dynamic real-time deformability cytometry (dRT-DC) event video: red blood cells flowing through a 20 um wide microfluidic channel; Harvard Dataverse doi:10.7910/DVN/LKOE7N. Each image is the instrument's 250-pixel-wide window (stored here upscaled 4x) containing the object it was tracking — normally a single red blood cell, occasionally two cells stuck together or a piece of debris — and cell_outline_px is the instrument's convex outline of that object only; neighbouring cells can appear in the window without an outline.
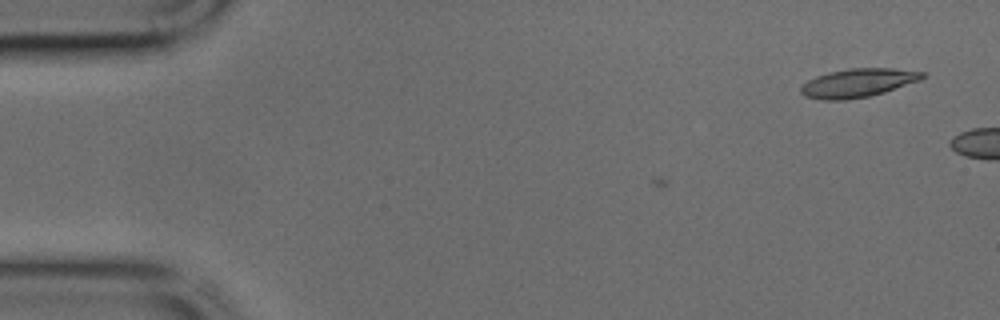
{"species": "common noctule bat (a hibernating species)", "species_latin": "Nyctalus noctula", "temperature_condition": "cold", "stored_images_in_passage": 9, "camera_frame_rate_fps": 3000, "um_per_image_px": 0.085, "animal": {"sex": "male", "body_mass_g": 17.9, "forearm_length_mm": 54.2}, "frame": {"image": 1, "passage_image": 9, "time_ms": 2.667, "image_size_px": [1000, 320], "cell_outline_px": [[928, 76], [920, 80], [884, 92], [868, 96], [844, 100], [824, 100], [804, 96], [800, 92], [800, 88], [808, 80], [816, 76], [828, 72], [848, 68], [892, 68], [924, 72]], "centroid_in_image_um": [72.93, 7.04], "position_along_channel_um": 12.1, "area_um2": 20.23}}